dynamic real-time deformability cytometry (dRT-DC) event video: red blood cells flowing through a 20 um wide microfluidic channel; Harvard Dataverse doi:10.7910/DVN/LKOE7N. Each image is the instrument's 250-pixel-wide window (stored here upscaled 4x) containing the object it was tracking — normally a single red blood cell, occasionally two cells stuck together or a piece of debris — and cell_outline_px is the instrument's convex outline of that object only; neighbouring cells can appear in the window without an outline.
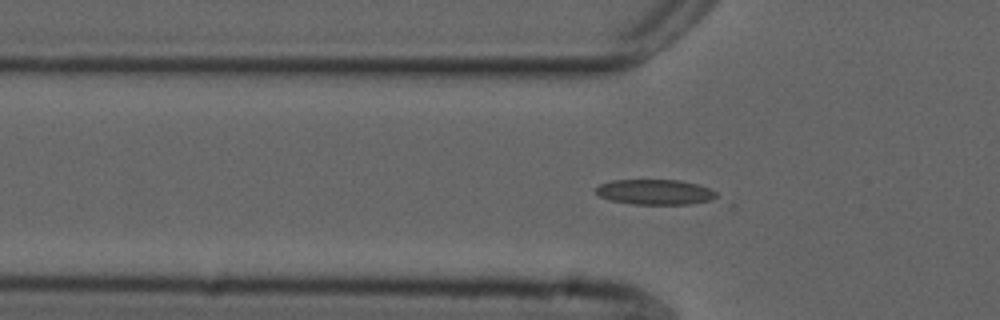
{"species": "common noctule bat (a hibernating species)", "species_latin": "Nyctalus noctula", "temperature_condition": "cold", "stored_images_in_passage": 19, "camera_frame_rate_fps": 3000, "um_per_image_px": 0.085, "animal": {"sex": "male", "forearm_length_mm": 52.5}, "frame": {"image": 1, "passage_image": 2, "time_ms": 0.333, "image_size_px": [1000, 320], "cell_outline_px": [[716, 196], [712, 200], [692, 204], [632, 204], [612, 200], [600, 196], [596, 192], [596, 188], [600, 184], [612, 180], [680, 180], [700, 184], [716, 192]], "centroid_in_image_um": [55.71, 16.32], "position_along_channel_um": 70.1, "area_um2": 17.69}}
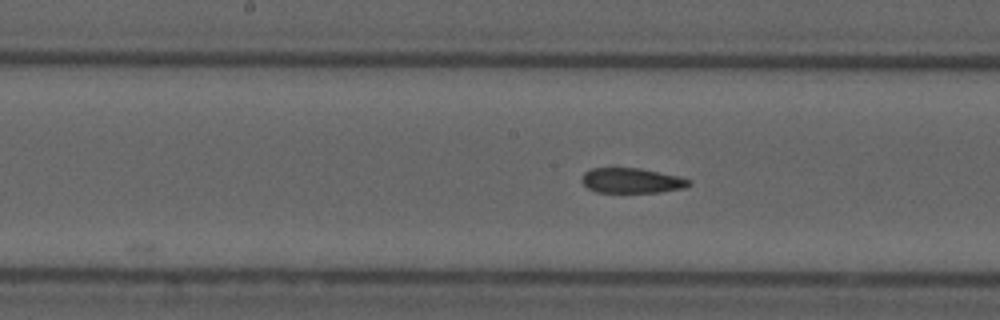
{"frame": {"image": 2, "passage_image": 12, "time_ms": 3.667, "image_size_px": [1000, 320], "cell_outline_px": [[692, 184], [684, 188], [660, 192], [596, 192], [588, 188], [580, 180], [584, 172], [592, 168], [612, 164], [640, 168], [680, 176], [692, 180]], "centroid_in_image_um": [53.66, 15.29], "position_along_channel_um": 194.5, "area_um2": 16.47}}
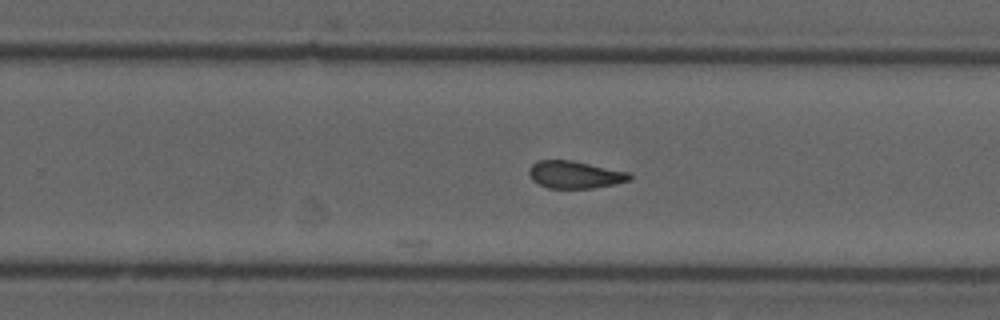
{"frame": {"image": 3, "passage_image": 19, "time_ms": 6.0, "image_size_px": [1000, 320], "cell_outline_px": [[632, 180], [616, 184], [592, 188], [548, 188], [532, 180], [528, 172], [528, 168], [536, 160], [572, 160], [628, 172], [632, 176]], "centroid_in_image_um": [48.86, 14.84], "position_along_channel_um": 280.9, "area_um2": 16.13}}